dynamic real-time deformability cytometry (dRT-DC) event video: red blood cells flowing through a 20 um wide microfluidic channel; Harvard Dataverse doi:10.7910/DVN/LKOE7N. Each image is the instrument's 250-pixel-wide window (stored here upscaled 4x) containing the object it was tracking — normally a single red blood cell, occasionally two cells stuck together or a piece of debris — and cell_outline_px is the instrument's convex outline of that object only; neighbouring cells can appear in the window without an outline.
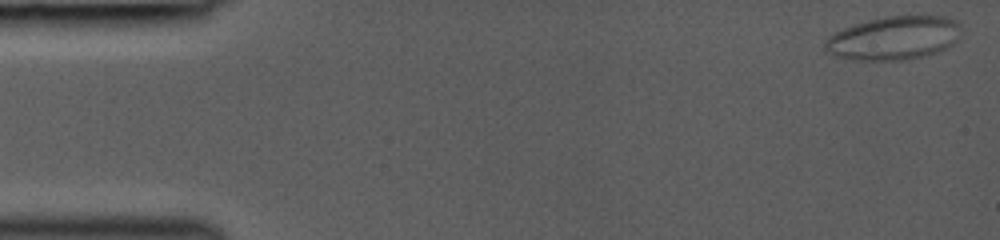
{"species": "common noctule bat (a hibernating species)", "species_latin": "Nyctalus noctula", "temperature_condition": "room temperature", "stored_images_in_passage": 29, "camera_frame_rate_fps": 3000, "um_per_image_px": 0.085, "animal": {"sex": "female", "body_mass_g": 19.0, "forearm_length_mm": 53.3}, "frame": {"image": 1, "passage_image": 1, "time_ms": 0.0, "image_size_px": [1000, 240], "cell_outline_px": [[960, 40], [936, 52], [924, 56], [904, 60], [860, 60], [836, 56], [824, 48], [824, 40], [828, 36], [844, 28], [868, 20], [884, 16], [948, 16], [956, 20], [960, 24]], "centroid_in_image_um": [76.01, 3.22], "position_along_channel_um": 9.0, "area_um2": 34.56}}
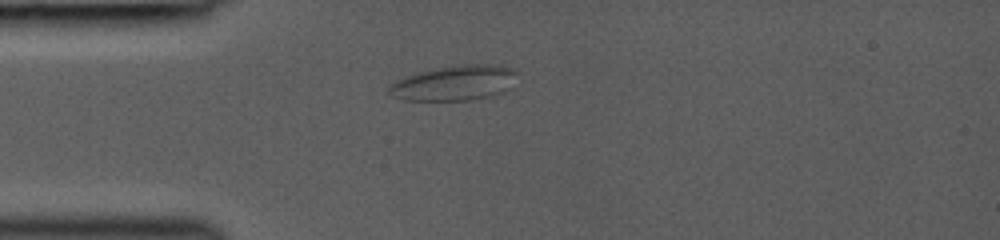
{"frame": {"image": 2, "passage_image": 24, "time_ms": 4.0, "image_size_px": [1000, 240], "cell_outline_px": [[516, 72], [508, 88], [492, 96], [468, 100], [404, 100], [392, 96], [388, 92], [388, 84], [396, 80], [420, 72], [460, 64], [496, 64], [512, 68]], "centroid_in_image_um": [38.58, 7.05], "position_along_channel_um": 46.4, "area_um2": 25.84}}